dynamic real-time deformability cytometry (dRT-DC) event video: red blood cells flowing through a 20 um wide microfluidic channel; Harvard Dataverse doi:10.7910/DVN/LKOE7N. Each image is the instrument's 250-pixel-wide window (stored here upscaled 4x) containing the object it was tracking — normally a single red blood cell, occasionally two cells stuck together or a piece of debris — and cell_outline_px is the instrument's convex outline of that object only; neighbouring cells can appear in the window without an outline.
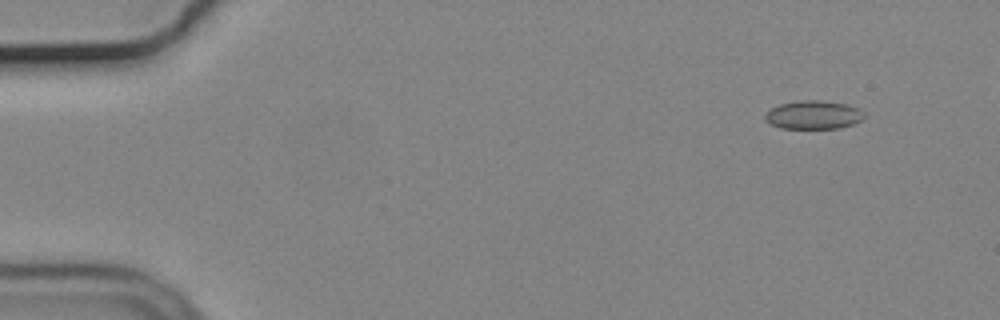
{"species": "common noctule bat (a hibernating species)", "species_latin": "Nyctalus noctula", "temperature_condition": "cold", "stored_images_in_passage": 62, "camera_frame_rate_fps": 3000, "um_per_image_px": 0.085, "animal": {"sex": "male", "body_mass_g": 19.2, "forearm_length_mm": 51.8}, "frame": {"image": 1, "passage_image": 7, "time_ms": 2.0, "image_size_px": [1000, 320], "cell_outline_px": [[864, 116], [860, 120], [852, 124], [840, 128], [780, 128], [764, 120], [764, 116], [772, 108], [780, 104], [800, 100], [820, 100], [848, 104], [860, 108], [864, 112]], "centroid_in_image_um": [69.16, 9.75], "position_along_channel_um": 15.8, "area_um2": 16.42}}
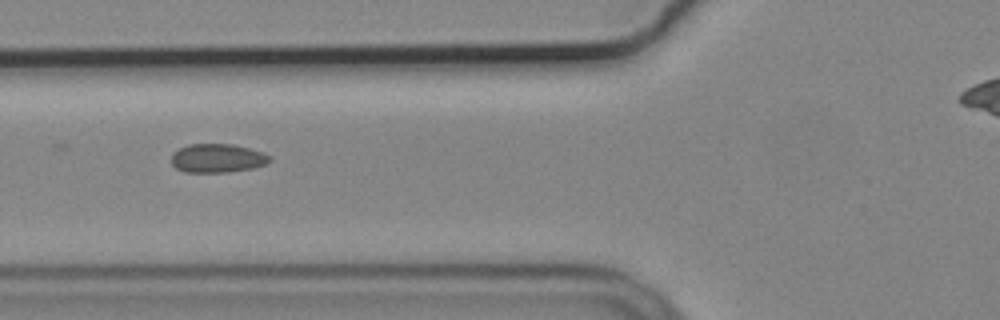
{"frame": {"image": 2, "passage_image": 29, "time_ms": 9.333, "image_size_px": [1000, 320], "cell_outline_px": [[272, 160], [264, 164], [252, 168], [228, 172], [184, 172], [176, 168], [172, 164], [172, 152], [188, 144], [232, 144], [264, 152], [272, 156]], "centroid_in_image_um": [18.48, 13.44], "position_along_channel_um": 107.3, "area_um2": 16.53}}
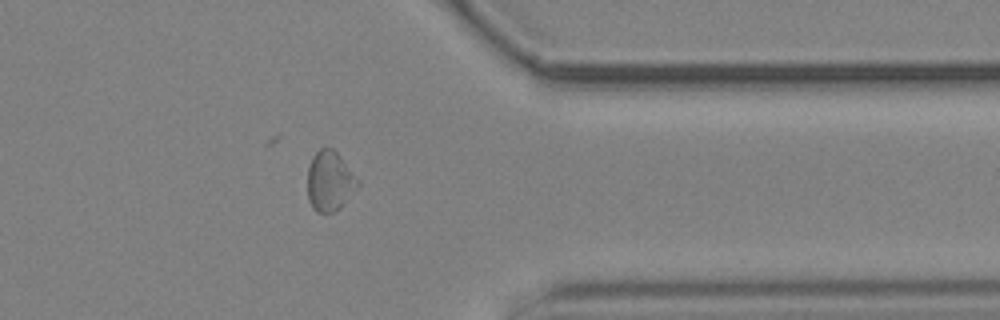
{"frame": {"image": 3, "passage_image": 54, "time_ms": 17.667, "image_size_px": [1000, 320], "cell_outline_px": [[360, 184], [340, 208], [332, 212], [316, 212], [312, 208], [308, 200], [308, 168], [312, 156], [320, 148], [332, 148], [336, 152], [360, 180]], "centroid_in_image_um": [28.02, 15.4], "position_along_channel_um": 383.4, "area_um2": 17.51}}